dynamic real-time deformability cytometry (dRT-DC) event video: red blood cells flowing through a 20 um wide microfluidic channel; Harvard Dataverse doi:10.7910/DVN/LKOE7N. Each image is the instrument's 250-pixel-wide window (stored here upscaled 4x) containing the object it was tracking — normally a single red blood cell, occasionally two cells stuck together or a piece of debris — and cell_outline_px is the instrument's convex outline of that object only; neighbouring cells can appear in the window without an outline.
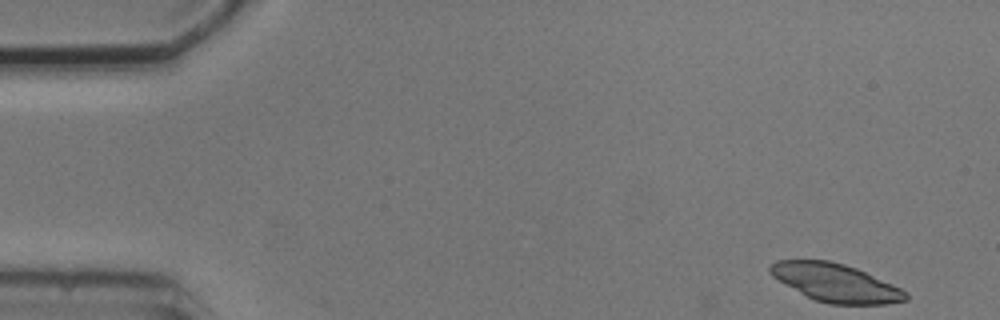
{"species": "common noctule bat (a hibernating species)", "species_latin": "Nyctalus noctula", "temperature_condition": "cold", "stored_images_in_passage": 6, "camera_frame_rate_fps": 3000, "um_per_image_px": 0.085, "animal": {"sex": "male", "body_mass_g": 20.5, "forearm_length_mm": 52.5}, "frame": {"image": 1, "passage_image": 1, "time_ms": 0.0, "image_size_px": [1000, 320], "cell_outline_px": [[908, 300], [888, 304], [828, 304], [816, 300], [800, 292], [772, 276], [768, 272], [768, 268], [776, 260], [828, 260], [844, 264], [856, 268], [892, 284], [908, 292]], "centroid_in_image_um": [71.05, 24.03], "position_along_channel_um": 14.0, "area_um2": 29.82}}